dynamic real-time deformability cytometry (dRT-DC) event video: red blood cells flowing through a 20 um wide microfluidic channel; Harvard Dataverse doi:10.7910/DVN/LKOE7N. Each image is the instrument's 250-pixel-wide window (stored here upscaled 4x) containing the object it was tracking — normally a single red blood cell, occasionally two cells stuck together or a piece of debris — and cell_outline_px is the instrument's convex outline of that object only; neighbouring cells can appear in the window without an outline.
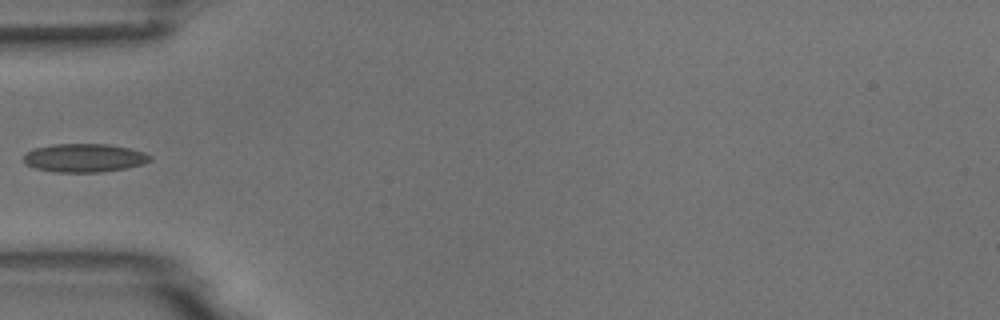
{"species": "common noctule bat (a hibernating species)", "species_latin": "Nyctalus noctula", "temperature_condition": "room temperature", "stored_images_in_passage": 1, "camera_frame_rate_fps": 3000, "um_per_image_px": 0.085, "animal": {"sex": "male", "body_mass_g": 18.8}, "frame": {"image": 1, "passage_image": 1, "time_ms": 0.0, "image_size_px": [1000, 320], "cell_outline_px": [[152, 160], [144, 164], [124, 168], [100, 172], [56, 172], [36, 168], [28, 164], [24, 160], [24, 156], [32, 148], [52, 144], [108, 144], [128, 148], [144, 152], [152, 156]], "centroid_in_image_um": [7.19, 13.41], "position_along_channel_um": 77.8, "area_um2": 20.87}}